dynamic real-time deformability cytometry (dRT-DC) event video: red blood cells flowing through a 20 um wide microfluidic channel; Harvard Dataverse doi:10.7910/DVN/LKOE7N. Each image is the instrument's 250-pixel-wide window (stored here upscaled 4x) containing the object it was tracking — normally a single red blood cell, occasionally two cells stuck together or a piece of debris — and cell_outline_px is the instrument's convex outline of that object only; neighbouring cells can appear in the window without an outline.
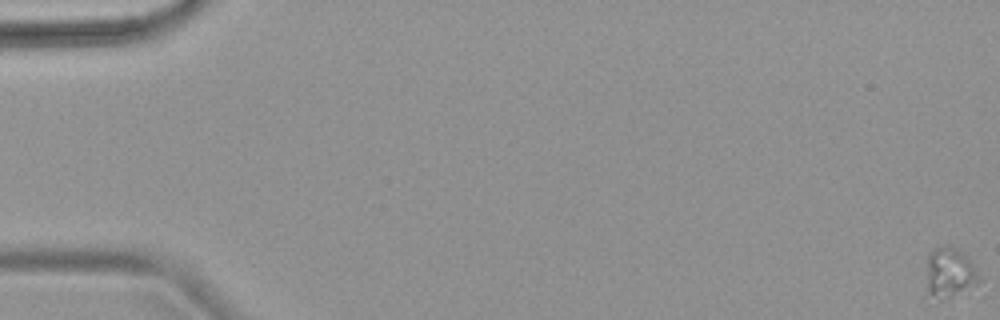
{"species": "common noctule bat (a hibernating species)", "species_latin": "Nyctalus noctula", "temperature_condition": "warm", "stored_images_in_passage": 5, "camera_frame_rate_fps": 3000, "um_per_image_px": 0.085, "animal": {"sex": "female", "body_mass_g": 18.4}, "frame": {"image": 1, "passage_image": 1, "time_ms": 0.0, "image_size_px": [1000, 320], "cell_outline_px": [[984, 280], [980, 284], [940, 300], [928, 292], [928, 252], [932, 248], [944, 244], [948, 244], [956, 248], [968, 256]], "centroid_in_image_um": [80.79, 23.11], "position_along_channel_um": 4.2, "area_um2": 15.55}}